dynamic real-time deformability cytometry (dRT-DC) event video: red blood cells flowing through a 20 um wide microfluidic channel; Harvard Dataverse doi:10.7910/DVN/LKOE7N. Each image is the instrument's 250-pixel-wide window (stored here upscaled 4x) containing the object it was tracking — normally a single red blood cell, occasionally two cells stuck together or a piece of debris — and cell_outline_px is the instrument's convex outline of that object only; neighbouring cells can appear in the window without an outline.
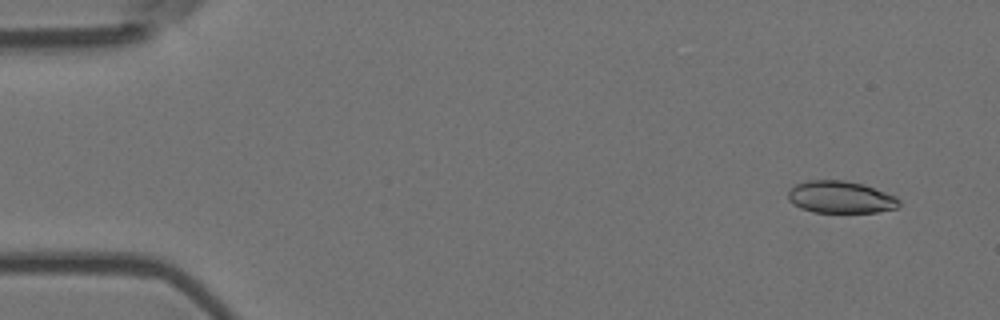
{"species": "Egyptian fruit bat (a non-hibernating species)", "species_latin": "Rousettus aegyptiacus", "temperature_condition": "room temperature", "stored_images_in_passage": 5, "camera_frame_rate_fps": 3000, "um_per_image_px": 0.085, "animal": {"sex": "female"}, "frame": {"image": 1, "passage_image": 1, "time_ms": 0.0, "image_size_px": [1000, 320], "cell_outline_px": [[900, 204], [896, 208], [876, 212], [812, 212], [800, 208], [792, 204], [788, 200], [788, 192], [796, 184], [808, 180], [844, 180], [864, 184], [896, 196], [900, 200]], "centroid_in_image_um": [71.44, 16.75], "position_along_channel_um": 13.6, "area_um2": 20.87}}
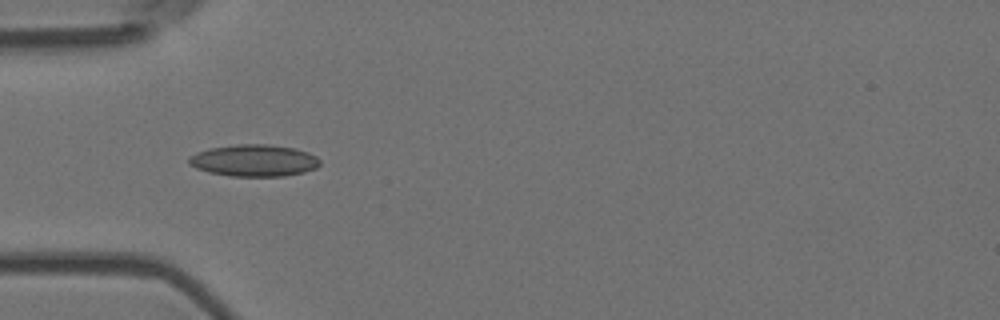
{"frame": {"image": 2, "passage_image": 4, "time_ms": 1.0, "image_size_px": [1000, 320], "cell_outline_px": [[320, 164], [316, 168], [304, 172], [284, 176], [228, 176], [208, 172], [196, 168], [188, 164], [188, 156], [196, 152], [208, 148], [236, 144], [268, 144], [296, 148], [308, 152], [316, 156], [320, 160]], "centroid_in_image_um": [21.57, 13.64], "position_along_channel_um": 63.4, "area_um2": 24.62}}
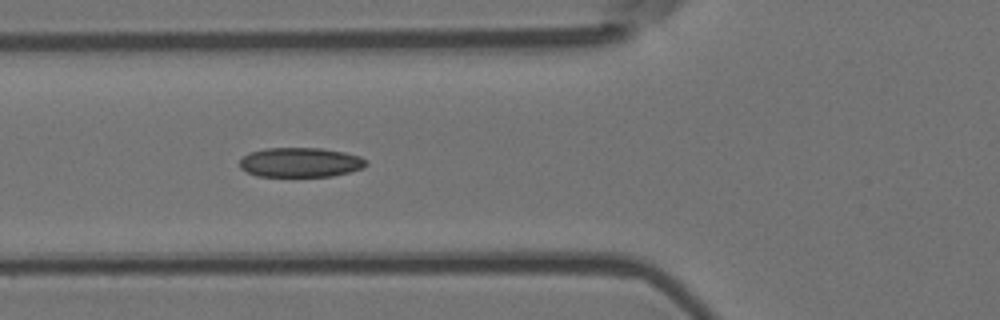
{"frame": {"image": 3, "passage_image": 5, "time_ms": 1.333, "image_size_px": [1000, 320], "cell_outline_px": [[368, 164], [364, 168], [332, 176], [256, 176], [240, 168], [240, 160], [248, 152], [264, 148], [320, 148], [344, 152], [360, 156], [368, 160]], "centroid_in_image_um": [25.54, 13.79], "position_along_channel_um": 100.3, "area_um2": 21.91}}